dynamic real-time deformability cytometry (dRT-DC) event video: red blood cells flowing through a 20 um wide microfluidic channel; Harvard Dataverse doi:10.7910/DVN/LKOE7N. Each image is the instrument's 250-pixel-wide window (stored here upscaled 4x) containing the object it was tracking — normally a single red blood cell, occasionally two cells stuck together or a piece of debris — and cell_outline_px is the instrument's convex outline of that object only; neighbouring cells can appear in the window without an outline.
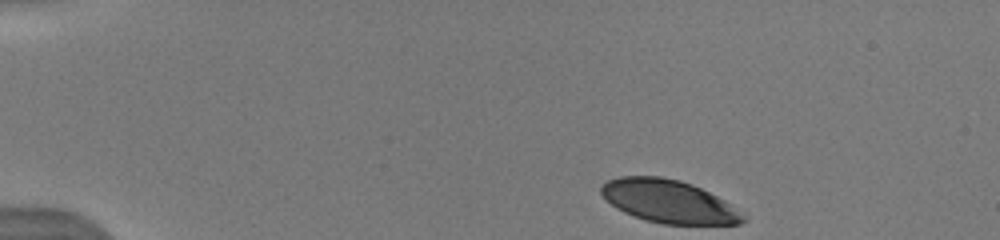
{"species": "human", "species_latin": "Homo sapiens", "temperature_condition": "warm", "stored_images_in_passage": 20, "camera_frame_rate_fps": 3000, "um_per_image_px": 0.085, "donor": {"sex": "male"}, "frame": {"image": 1, "passage_image": 1, "time_ms": 0.0, "image_size_px": [1000, 240], "cell_outline_px": [[748, 220], [740, 224], [664, 224], [644, 220], [632, 216], [616, 208], [600, 192], [600, 188], [608, 180], [620, 176], [660, 176], [680, 180], [692, 184], [724, 200], [744, 216]], "centroid_in_image_um": [56.82, 17.12], "position_along_channel_um": 28.2, "area_um2": 35.26}}
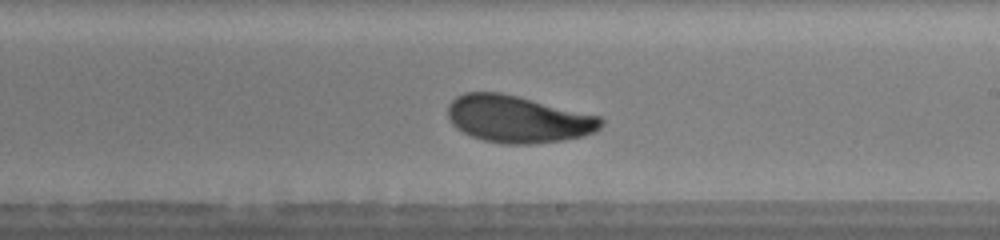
{"frame": {"image": 2, "passage_image": 18, "time_ms": 7.667, "image_size_px": [1000, 240], "cell_outline_px": [[604, 124], [596, 132], [584, 136], [564, 140], [532, 144], [504, 144], [484, 140], [472, 136], [456, 128], [452, 124], [448, 116], [448, 104], [456, 96], [464, 92], [500, 92], [600, 116], [604, 120]], "centroid_in_image_um": [44.03, 10.13], "position_along_channel_um": 245.0, "area_um2": 42.08}}